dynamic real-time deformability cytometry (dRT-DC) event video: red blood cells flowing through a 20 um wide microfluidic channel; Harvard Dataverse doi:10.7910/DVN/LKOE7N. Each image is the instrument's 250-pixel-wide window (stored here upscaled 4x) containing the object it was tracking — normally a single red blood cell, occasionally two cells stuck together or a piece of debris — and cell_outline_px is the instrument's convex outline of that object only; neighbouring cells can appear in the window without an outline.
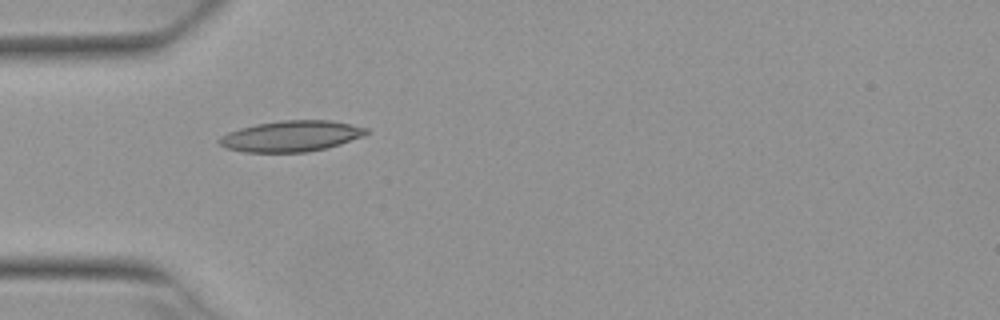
{"species": "Egyptian fruit bat (a non-hibernating species)", "species_latin": "Rousettus aegyptiacus", "temperature_condition": "warm", "stored_images_in_passage": 7, "camera_frame_rate_fps": 3000, "um_per_image_px": 0.085, "animal": {"sex": "female"}, "frame": {"image": 1, "passage_image": 4, "time_ms": 1.0, "image_size_px": [1000, 320], "cell_outline_px": [[368, 132], [360, 136], [340, 144], [328, 148], [308, 152], [244, 152], [224, 148], [216, 140], [220, 136], [228, 132], [240, 128], [256, 124], [280, 120], [328, 120], [368, 128]], "centroid_in_image_um": [24.68, 11.58], "position_along_channel_um": 60.3, "area_um2": 26.41}}
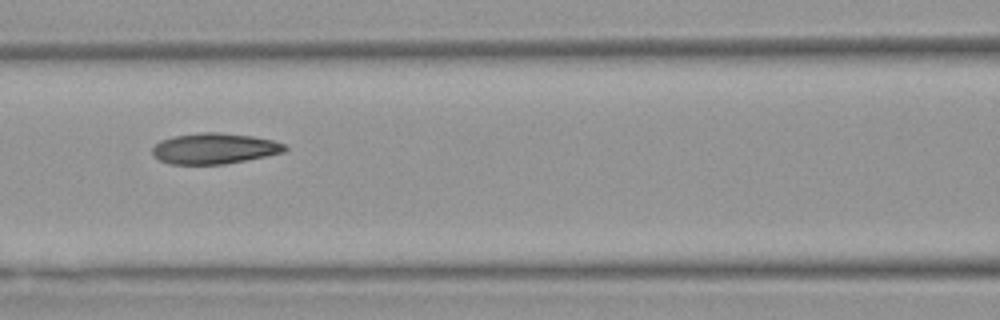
{"frame": {"image": 2, "passage_image": 6, "time_ms": 1.667, "image_size_px": [1000, 320], "cell_outline_px": [[288, 148], [284, 152], [268, 156], [224, 164], [168, 164], [152, 156], [152, 148], [160, 140], [172, 136], [200, 132], [220, 132], [252, 136], [272, 140], [284, 144]], "centroid_in_image_um": [18.2, 12.62], "position_along_channel_um": 148.4, "area_um2": 23.93}}
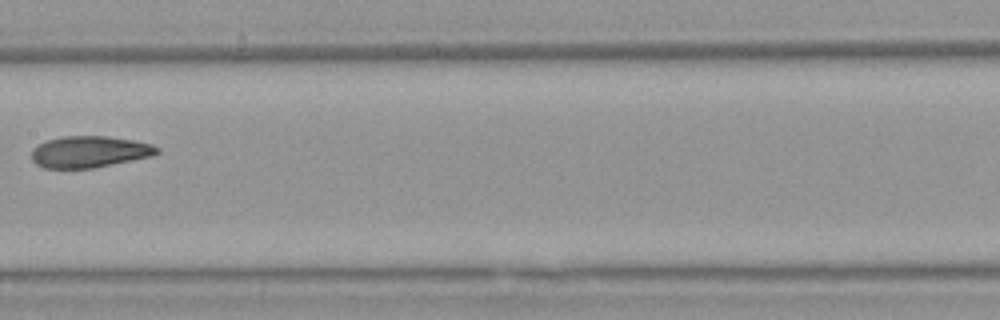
{"frame": {"image": 3, "passage_image": 7, "time_ms": 2.0, "image_size_px": [1000, 320], "cell_outline_px": [[160, 152], [156, 156], [96, 168], [44, 168], [36, 164], [32, 160], [32, 148], [36, 144], [48, 140], [64, 136], [108, 136], [132, 140], [152, 144], [160, 148]], "centroid_in_image_um": [7.65, 12.91], "position_along_channel_um": 199.8, "area_um2": 23.47}}